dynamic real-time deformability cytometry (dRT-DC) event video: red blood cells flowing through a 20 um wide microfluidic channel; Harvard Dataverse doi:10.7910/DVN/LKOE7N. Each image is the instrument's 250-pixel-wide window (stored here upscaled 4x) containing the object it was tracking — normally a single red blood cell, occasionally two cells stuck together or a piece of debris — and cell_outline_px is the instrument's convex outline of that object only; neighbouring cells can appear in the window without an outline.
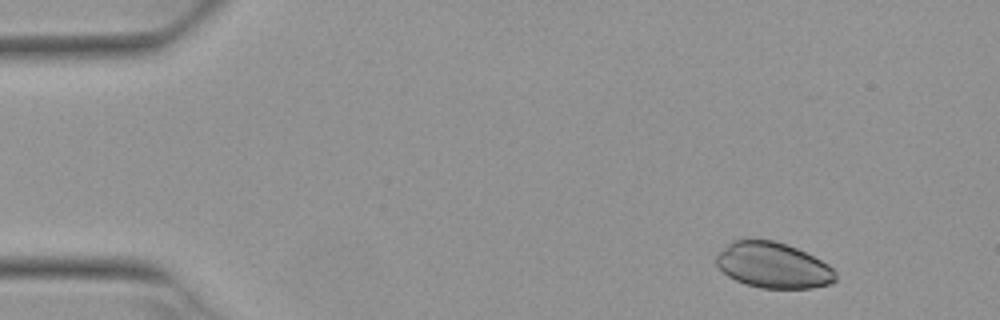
{"species": "Egyptian fruit bat (a non-hibernating species)", "species_latin": "Rousettus aegyptiacus", "temperature_condition": "warm", "stored_images_in_passage": 4, "camera_frame_rate_fps": 3000, "um_per_image_px": 0.085, "animal": {"sex": "female"}, "frame": {"image": 1, "passage_image": 1, "time_ms": 0.0, "image_size_px": [1000, 320], "cell_outline_px": [[836, 280], [832, 284], [812, 288], [760, 288], [744, 284], [728, 276], [716, 264], [716, 256], [732, 240], [772, 240], [788, 244], [828, 264], [836, 272]], "centroid_in_image_um": [65.73, 22.56], "position_along_channel_um": 19.3, "area_um2": 31.62}}